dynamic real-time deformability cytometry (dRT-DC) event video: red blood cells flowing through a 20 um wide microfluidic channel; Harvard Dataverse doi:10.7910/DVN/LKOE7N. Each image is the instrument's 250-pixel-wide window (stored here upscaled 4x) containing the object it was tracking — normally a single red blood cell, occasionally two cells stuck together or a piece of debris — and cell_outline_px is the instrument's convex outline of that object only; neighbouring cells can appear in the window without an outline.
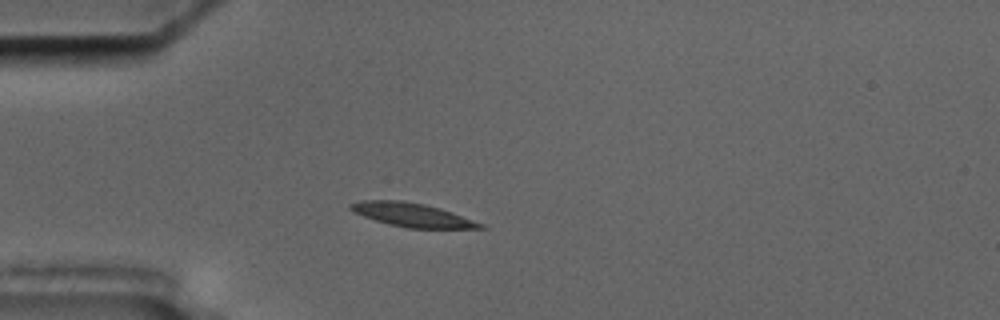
{"species": "common noctule bat (a hibernating species)", "species_latin": "Nyctalus noctula", "temperature_condition": "cold", "stored_images_in_passage": 31, "camera_frame_rate_fps": 3000, "um_per_image_px": 0.085, "animal": {"sex": "male", "body_mass_g": 17.5, "forearm_length_mm": 52.3}, "frame": {"image": 1, "passage_image": 1, "time_ms": 0.0, "image_size_px": [1000, 320], "cell_outline_px": [[488, 228], [408, 228], [388, 224], [352, 212], [348, 208], [348, 204], [360, 200], [400, 200], [424, 204], [440, 208], [452, 212], [484, 224]], "centroid_in_image_um": [34.99, 18.26], "position_along_channel_um": 50.0, "area_um2": 17.92}}
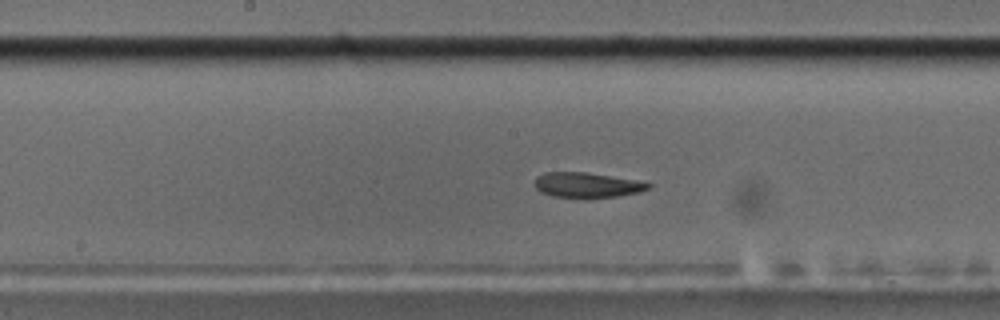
{"frame": {"image": 2, "passage_image": 15, "time_ms": 4.667, "image_size_px": [1000, 320], "cell_outline_px": [[652, 188], [640, 192], [616, 196], [584, 200], [552, 196], [540, 192], [532, 184], [536, 176], [544, 172], [584, 172], [632, 180], [652, 184]], "centroid_in_image_um": [49.81, 15.76], "position_along_channel_um": 198.4, "area_um2": 17.05}}
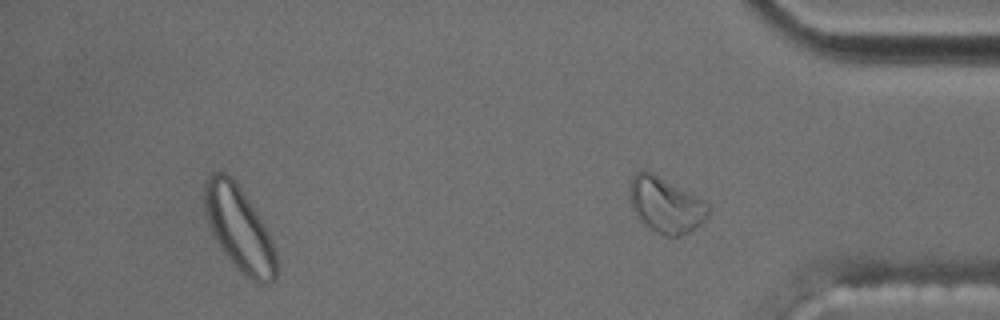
{"frame": {"image": 3, "passage_image": 31, "time_ms": 10.0, "image_size_px": [1000, 320], "cell_outline_px": [[708, 216], [696, 228], [688, 232], [676, 236], [664, 236], [656, 232], [644, 224], [636, 216], [632, 208], [628, 188], [628, 184], [632, 176], [636, 172], [652, 172], [704, 200], [708, 204]], "centroid_in_image_um": [56.55, 17.42], "position_along_channel_um": 378.6, "area_um2": 25.32}, "authors_computed_cell_mechanics": {"area_um2": 17.4556, "velocity_mm_per_s": 3.4769, "shape_relaxation_time_tau1_ms": 5.5113, "shape_relaxation_time_tau2_ms": 4.6839, "deformation_change_tau1": 0.1957, "deformation_change_tau2": 0.1305}}